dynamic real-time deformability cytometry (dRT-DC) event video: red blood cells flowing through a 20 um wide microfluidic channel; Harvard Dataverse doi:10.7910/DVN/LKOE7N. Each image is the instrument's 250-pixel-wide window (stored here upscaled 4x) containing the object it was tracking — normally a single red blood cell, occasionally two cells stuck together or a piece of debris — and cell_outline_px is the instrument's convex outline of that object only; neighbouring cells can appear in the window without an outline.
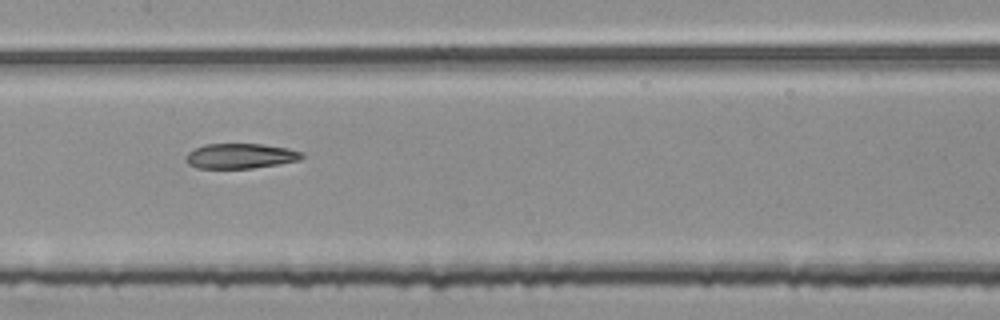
{"species": "common noctule bat (a hibernating species)", "species_latin": "Nyctalus noctula", "temperature_condition": "room temperature", "stored_images_in_passage": 5, "camera_frame_rate_fps": 3000, "um_per_image_px": 0.085, "animal": {"sex": "female", "body_mass_g": 25.1}, "frame": {"image": 1, "passage_image": 5, "time_ms": 1.333, "image_size_px": [1000, 320], "cell_outline_px": [[304, 156], [300, 160], [252, 168], [196, 168], [188, 164], [184, 160], [184, 156], [188, 152], [204, 144], [264, 144], [288, 148], [304, 152]], "centroid_in_image_um": [20.42, 13.25], "position_along_channel_um": 187.0, "area_um2": 17.05}}